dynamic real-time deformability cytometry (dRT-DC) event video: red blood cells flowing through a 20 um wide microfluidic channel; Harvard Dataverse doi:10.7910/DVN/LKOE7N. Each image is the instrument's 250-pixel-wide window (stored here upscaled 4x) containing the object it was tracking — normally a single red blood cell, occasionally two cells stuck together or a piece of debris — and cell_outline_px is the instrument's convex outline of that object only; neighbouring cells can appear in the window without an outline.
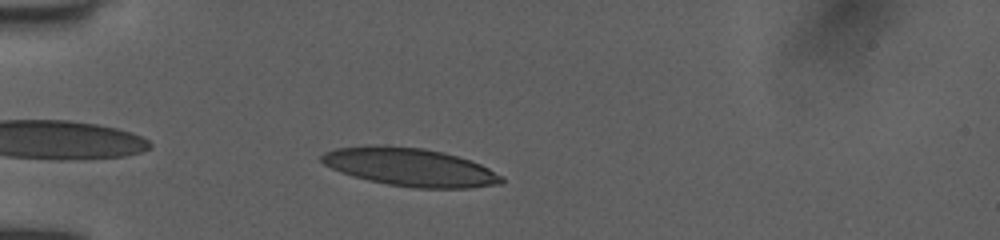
{"species": "human", "species_latin": "Homo sapiens", "temperature_condition": "room temperature", "stored_images_in_passage": 40, "camera_frame_rate_fps": 3000, "um_per_image_px": 0.085, "donor": {"sex": "female"}, "frame": {"image": 1, "passage_image": 3, "time_ms": 0.667, "image_size_px": [1000, 240], "cell_outline_px": [[504, 180], [500, 184], [472, 188], [412, 188], [388, 184], [368, 180], [352, 176], [340, 172], [324, 164], [320, 160], [320, 156], [324, 152], [336, 148], [364, 144], [384, 144], [424, 148], [444, 152], [472, 160], [504, 176]], "centroid_in_image_um": [34.84, 14.18], "position_along_channel_um": 50.2, "area_um2": 40.63}}
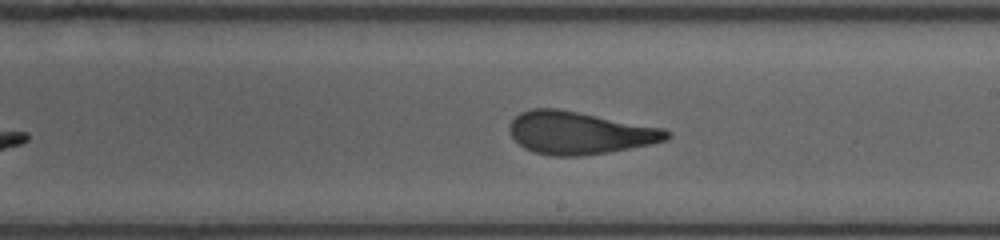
{"frame": {"image": 2, "passage_image": 19, "time_ms": 6.0, "image_size_px": [1000, 240], "cell_outline_px": [[672, 136], [668, 140], [608, 152], [580, 156], [548, 156], [532, 152], [524, 148], [508, 132], [508, 124], [520, 112], [532, 108], [560, 108], [664, 128], [672, 132]], "centroid_in_image_um": [49.24, 11.28], "position_along_channel_um": 239.8, "area_um2": 39.36}}
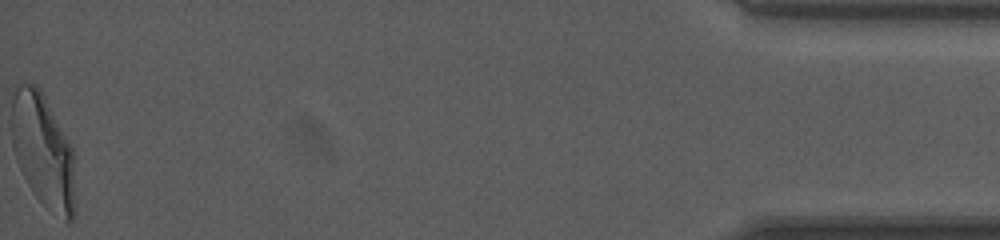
{"frame": {"image": 3, "passage_image": 40, "time_ms": 13.0, "image_size_px": [1000, 240], "cell_outline_px": [[72, 220], [64, 220], [48, 208], [36, 196], [28, 184], [16, 160], [12, 144], [12, 96], [16, 84], [20, 80], [36, 84], [40, 88], [72, 148]], "centroid_in_image_um": [3.58, 12.68], "position_along_channel_um": 431.6, "area_um2": 41.04}, "authors_computed_cell_mechanics": {"area_um2": 39.3329, "velocity_mm_per_s": 3.9942, "shape_relaxation_time_tau1_ms": 7.5367, "shape_relaxation_time_tau2_ms": 1.345, "deformation_change_tau1": 0.2515, "deformation_change_tau2": 0.0933}}